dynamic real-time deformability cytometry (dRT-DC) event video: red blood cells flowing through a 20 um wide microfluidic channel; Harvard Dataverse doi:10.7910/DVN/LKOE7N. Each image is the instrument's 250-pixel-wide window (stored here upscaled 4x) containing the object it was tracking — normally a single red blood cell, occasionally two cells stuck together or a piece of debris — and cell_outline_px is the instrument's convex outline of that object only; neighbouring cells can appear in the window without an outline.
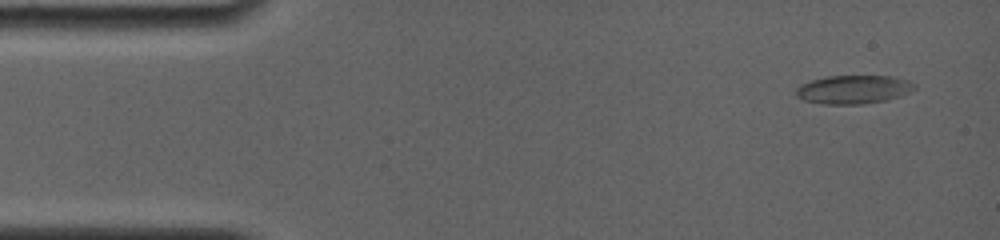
{"species": "common noctule bat (a hibernating species)", "species_latin": "Nyctalus noctula", "temperature_condition": "room temperature", "stored_images_in_passage": 5, "camera_frame_rate_fps": 4000, "um_per_image_px": 0.085, "animal": {"sex": "female", "body_mass_g": 19.0, "forearm_length_mm": 56.7}, "frame": {"image": 1, "passage_image": 1, "time_ms": 0.0, "image_size_px": [1000, 240], "cell_outline_px": [[916, 88], [888, 100], [860, 104], [824, 104], [804, 100], [796, 96], [796, 88], [800, 84], [812, 80], [828, 76], [888, 76], [904, 80], [916, 84]], "centroid_in_image_um": [72.49, 7.61], "position_along_channel_um": 12.5, "area_um2": 19.42}}
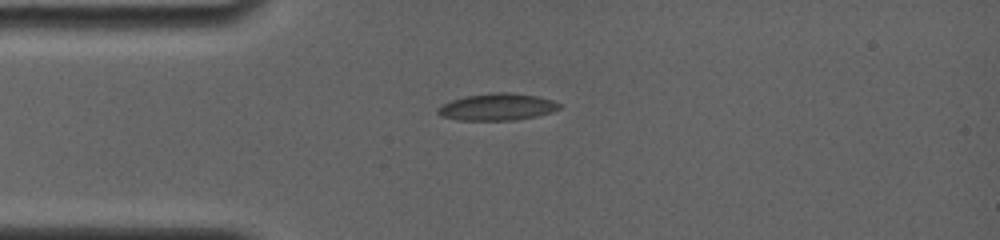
{"frame": {"image": 2, "passage_image": 4, "time_ms": 3.0, "image_size_px": [1000, 240], "cell_outline_px": [[564, 104], [560, 108], [552, 112], [536, 116], [512, 120], [460, 120], [440, 116], [436, 112], [436, 108], [452, 100], [464, 96], [492, 92], [512, 92], [536, 96], [552, 100]], "centroid_in_image_um": [42.27, 9.08], "position_along_channel_um": 42.7, "area_um2": 19.19}}